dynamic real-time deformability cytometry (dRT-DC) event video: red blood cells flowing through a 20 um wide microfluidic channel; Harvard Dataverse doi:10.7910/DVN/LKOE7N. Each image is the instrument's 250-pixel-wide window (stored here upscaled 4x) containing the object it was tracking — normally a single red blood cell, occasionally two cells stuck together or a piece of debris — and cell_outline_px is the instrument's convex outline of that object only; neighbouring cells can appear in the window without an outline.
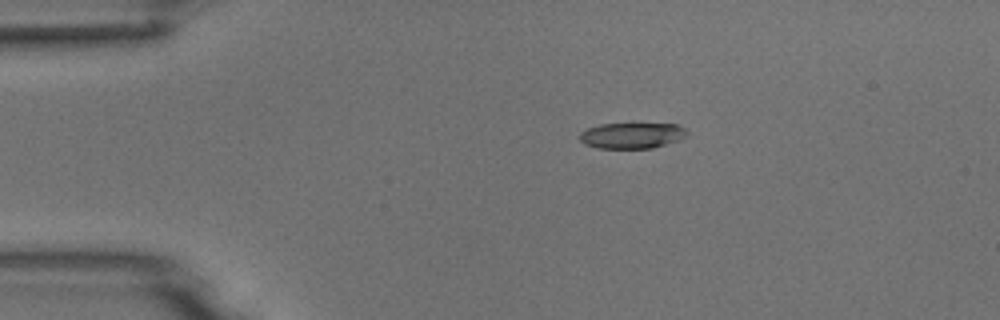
{"species": "common noctule bat (a hibernating species)", "species_latin": "Nyctalus noctula", "temperature_condition": "room temperature", "stored_images_in_passage": 3, "camera_frame_rate_fps": 3000, "um_per_image_px": 0.085, "animal": {"sex": "male", "body_mass_g": 18.8}, "frame": {"image": 1, "passage_image": 1, "time_ms": 0.0, "image_size_px": [1000, 320], "cell_outline_px": [[688, 136], [680, 140], [652, 148], [596, 148], [584, 144], [580, 140], [580, 132], [588, 128], [600, 124], [676, 124], [684, 128], [688, 132]], "centroid_in_image_um": [53.72, 11.52], "position_along_channel_um": 31.3, "area_um2": 16.18}}
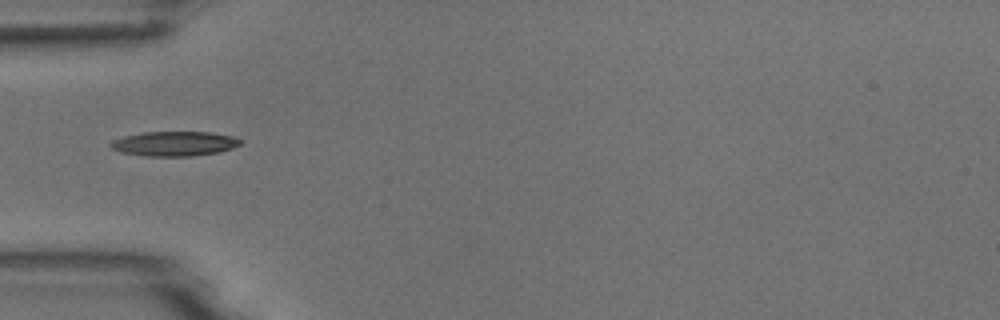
{"frame": {"image": 2, "passage_image": 3, "time_ms": 2.333, "image_size_px": [1000, 320], "cell_outline_px": [[240, 144], [232, 148], [216, 152], [192, 156], [144, 156], [120, 152], [112, 148], [108, 144], [112, 140], [124, 136], [144, 132], [208, 132], [232, 136], [240, 140]], "centroid_in_image_um": [14.76, 12.21], "position_along_channel_um": 70.2, "area_um2": 18.5}}